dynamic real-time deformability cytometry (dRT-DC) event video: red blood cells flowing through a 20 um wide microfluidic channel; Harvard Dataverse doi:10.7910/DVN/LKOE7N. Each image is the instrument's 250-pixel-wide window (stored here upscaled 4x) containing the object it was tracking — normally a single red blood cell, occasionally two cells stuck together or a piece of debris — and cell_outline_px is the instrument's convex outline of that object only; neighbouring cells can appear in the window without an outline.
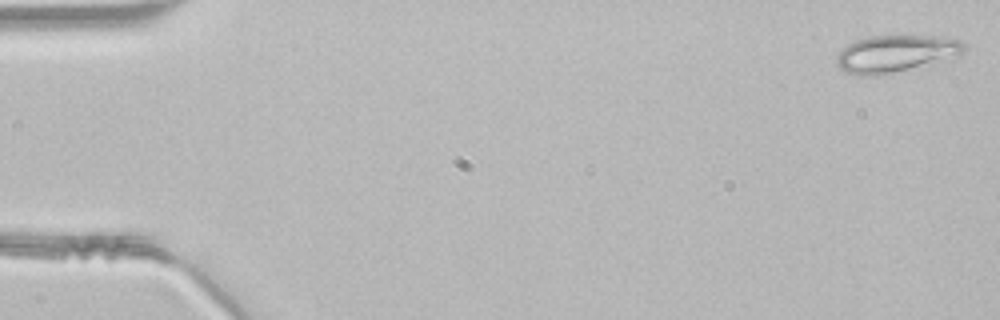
{"species": "common noctule bat (a hibernating species)", "species_latin": "Nyctalus noctula", "temperature_condition": "room temperature", "stored_images_in_passage": 47, "camera_frame_rate_fps": 3000, "um_per_image_px": 0.085, "animal": {"sex": "male", "body_mass_g": 21.5, "forearm_length_mm": 52.0}, "frame": {"image": 1, "passage_image": 1, "time_ms": 0.0, "image_size_px": [1000, 320], "cell_outline_px": [[968, 48], [960, 56], [892, 72], [872, 76], [860, 76], [844, 72], [836, 64], [836, 56], [848, 44], [856, 40], [868, 36], [932, 36], [960, 40]], "centroid_in_image_um": [76.12, 4.55], "position_along_channel_um": 8.9, "area_um2": 27.28}}
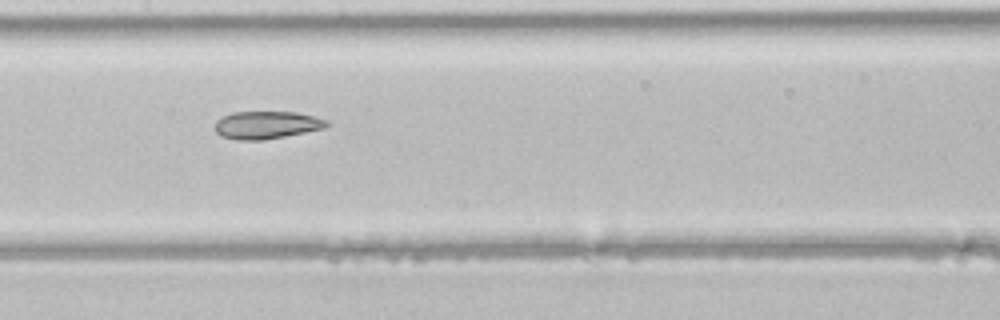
{"frame": {"image": 2, "passage_image": 23, "time_ms": 7.333, "image_size_px": [1000, 320], "cell_outline_px": [[332, 124], [324, 128], [264, 140], [236, 140], [220, 136], [216, 132], [216, 120], [220, 116], [232, 112], [296, 112], [328, 120]], "centroid_in_image_um": [22.64, 10.62], "position_along_channel_um": 184.8, "area_um2": 18.09}}
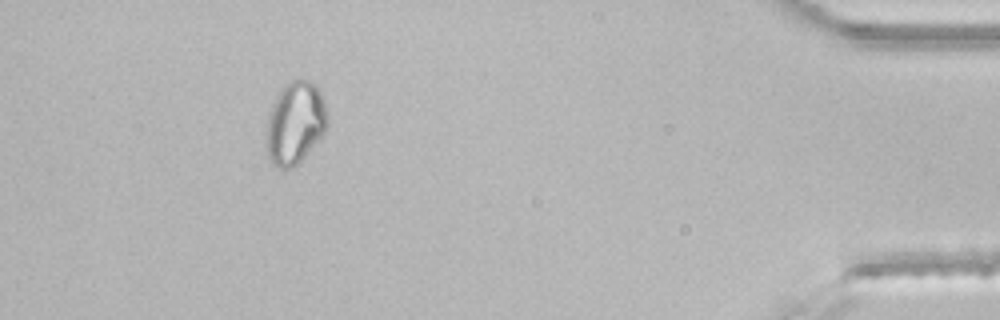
{"frame": {"image": 3, "passage_image": 43, "time_ms": 14.0, "image_size_px": [1000, 320], "cell_outline_px": [[328, 124], [324, 132], [304, 156], [292, 168], [276, 168], [272, 164], [268, 156], [268, 116], [272, 104], [280, 88], [284, 84], [292, 80], [312, 80], [316, 84], [324, 100], [328, 116]], "centroid_in_image_um": [25.11, 10.41], "position_along_channel_um": 410.1, "area_um2": 29.07}}